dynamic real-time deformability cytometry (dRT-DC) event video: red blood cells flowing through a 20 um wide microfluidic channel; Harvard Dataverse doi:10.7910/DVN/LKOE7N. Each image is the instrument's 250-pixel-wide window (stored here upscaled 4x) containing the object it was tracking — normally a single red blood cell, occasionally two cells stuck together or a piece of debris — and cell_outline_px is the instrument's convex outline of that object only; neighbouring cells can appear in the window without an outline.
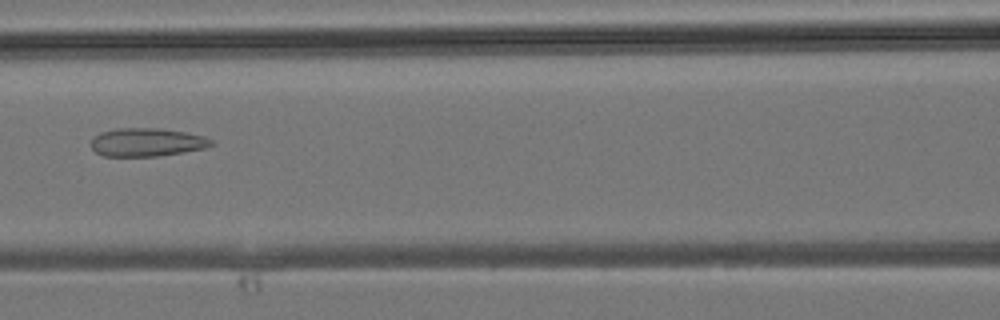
{"species": "common noctule bat (a hibernating species)", "species_latin": "Nyctalus noctula", "temperature_condition": "room temperature", "stored_images_in_passage": 5, "camera_frame_rate_fps": 3000, "um_per_image_px": 0.085, "animal": {"sex": "male", "body_mass_g": 19.2, "forearm_length_mm": 51.8}, "frame": {"image": 1, "passage_image": 5, "time_ms": 1.333, "image_size_px": [1000, 320], "cell_outline_px": [[216, 144], [204, 148], [184, 152], [156, 156], [104, 156], [96, 152], [92, 148], [92, 140], [100, 132], [116, 128], [160, 128], [184, 132], [204, 136], [216, 140]], "centroid_in_image_um": [12.53, 12.08], "position_along_channel_um": 154.1, "area_um2": 19.88}}